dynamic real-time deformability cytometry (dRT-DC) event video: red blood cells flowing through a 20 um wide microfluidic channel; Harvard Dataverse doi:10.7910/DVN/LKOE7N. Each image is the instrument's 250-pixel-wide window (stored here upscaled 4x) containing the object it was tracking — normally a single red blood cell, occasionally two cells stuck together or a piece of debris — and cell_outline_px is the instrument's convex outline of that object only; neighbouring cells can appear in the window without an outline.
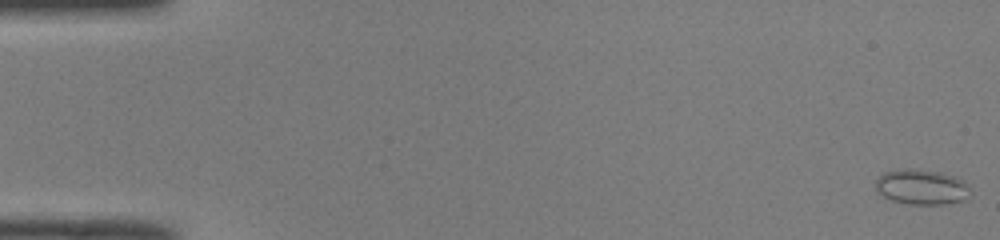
{"species": "common noctule bat (a hibernating species)", "species_latin": "Nyctalus noctula", "temperature_condition": "room temperature", "stored_images_in_passage": 51, "camera_frame_rate_fps": 3000, "um_per_image_px": 0.085, "animal": {"sex": "male", "body_mass_g": 19.0, "forearm_length_mm": 50.8}, "frame": {"image": 1, "passage_image": 1, "time_ms": 0.0, "image_size_px": [1000, 240], "cell_outline_px": [[968, 188], [964, 200], [944, 204], [908, 204], [892, 200], [876, 192], [876, 180], [884, 172], [904, 168], [916, 168], [940, 172], [956, 176], [964, 180], [968, 184]], "centroid_in_image_um": [78.31, 15.87], "position_along_channel_um": 6.7, "area_um2": 19.42}}
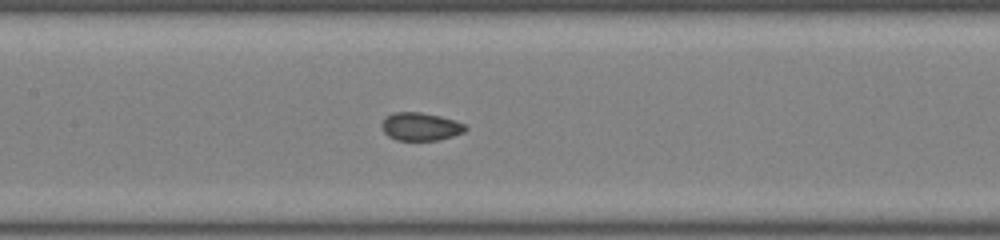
{"frame": {"image": 2, "passage_image": 25, "time_ms": 8.0, "image_size_px": [1000, 240], "cell_outline_px": [[468, 128], [464, 132], [440, 140], [396, 140], [388, 136], [384, 132], [380, 124], [384, 116], [396, 112], [420, 112], [440, 116], [456, 120], [464, 124]], "centroid_in_image_um": [35.73, 10.75], "position_along_channel_um": 171.7, "area_um2": 13.81}}
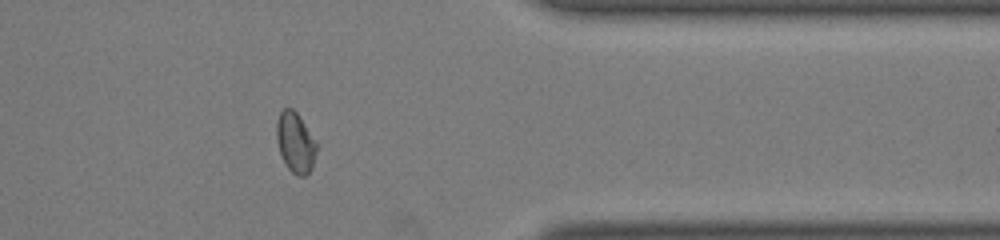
{"frame": {"image": 3, "passage_image": 42, "time_ms": 13.667, "image_size_px": [1000, 240], "cell_outline_px": [[316, 152], [312, 168], [304, 176], [296, 176], [288, 168], [280, 152], [276, 140], [276, 124], [280, 112], [284, 108], [292, 108], [296, 112], [316, 140]], "centroid_in_image_um": [25.1, 12.11], "position_along_channel_um": 386.3, "area_um2": 13.93}}